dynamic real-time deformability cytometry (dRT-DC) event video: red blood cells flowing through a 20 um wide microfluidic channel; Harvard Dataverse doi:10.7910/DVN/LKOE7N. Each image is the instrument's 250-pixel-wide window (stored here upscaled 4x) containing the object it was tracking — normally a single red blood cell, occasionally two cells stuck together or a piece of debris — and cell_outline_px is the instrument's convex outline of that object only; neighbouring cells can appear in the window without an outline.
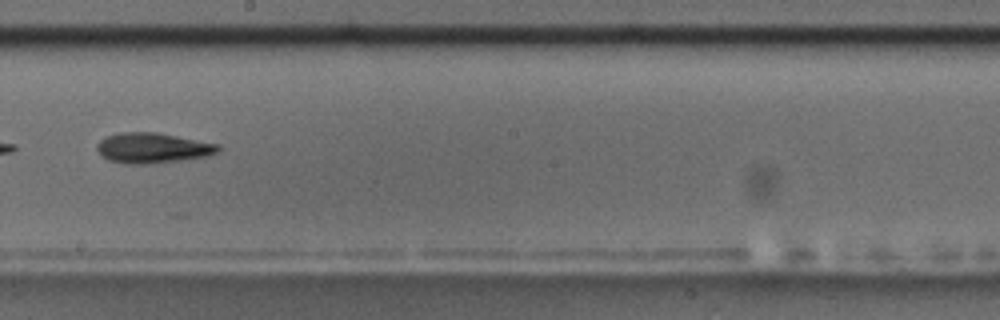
{"species": "common noctule bat (a hibernating species)", "species_latin": "Nyctalus noctula", "temperature_condition": "room temperature", "stored_images_in_passage": 13, "camera_frame_rate_fps": 3000, "um_per_image_px": 0.085, "animal": {"sex": "male", "body_mass_g": 17.5, "forearm_length_mm": 52.3}, "frame": {"image": 1, "passage_image": 8, "time_ms": 9.333, "image_size_px": [1000, 320], "cell_outline_px": [[224, 148], [220, 152], [208, 156], [180, 160], [148, 164], [124, 164], [108, 160], [100, 156], [96, 148], [96, 144], [100, 140], [108, 136], [120, 132], [156, 132], [220, 144]], "centroid_in_image_um": [13.0, 12.58], "position_along_channel_um": 235.2, "area_um2": 21.73}, "authors_computed_cell_mechanics": {"area_um2": 21.386, "velocity_mm_per_s": 3.5746, "shape_relaxation_time_tau1_ms": 4.2787, "shape_relaxation_time_tau2_ms": null, "deformation_change_tau1": 0.1139, "deformation_change_tau2": null}}